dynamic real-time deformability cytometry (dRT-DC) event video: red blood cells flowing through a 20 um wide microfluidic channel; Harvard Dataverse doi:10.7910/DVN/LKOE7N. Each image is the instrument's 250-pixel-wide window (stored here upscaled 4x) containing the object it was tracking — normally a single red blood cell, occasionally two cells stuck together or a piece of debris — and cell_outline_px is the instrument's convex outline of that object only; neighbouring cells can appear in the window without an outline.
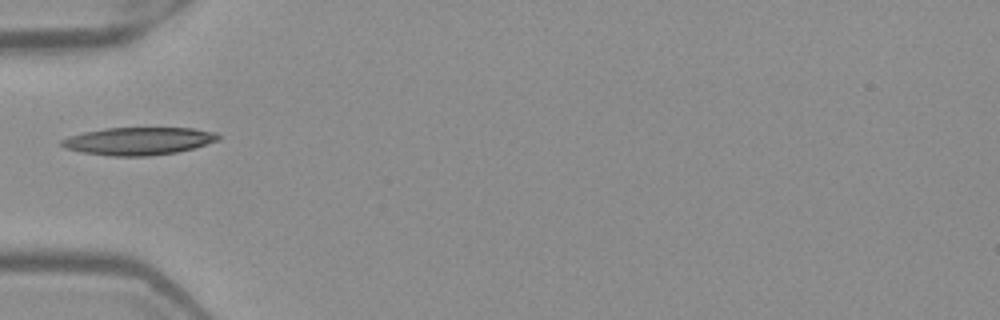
{"species": "Egyptian fruit bat (a non-hibernating species)", "species_latin": "Rousettus aegyptiacus", "temperature_condition": "warm", "stored_images_in_passage": 30, "camera_frame_rate_fps": 3000, "um_per_image_px": 0.085, "frame": {"image": 1, "passage_image": 1, "time_ms": 0.0, "image_size_px": [1000, 320], "cell_outline_px": [[220, 140], [192, 148], [176, 152], [148, 156], [112, 156], [80, 152], [64, 148], [60, 144], [60, 140], [68, 136], [84, 132], [104, 128], [192, 128], [216, 132], [220, 136]], "centroid_in_image_um": [11.74, 11.99], "position_along_channel_um": 73.3, "area_um2": 25.32}}
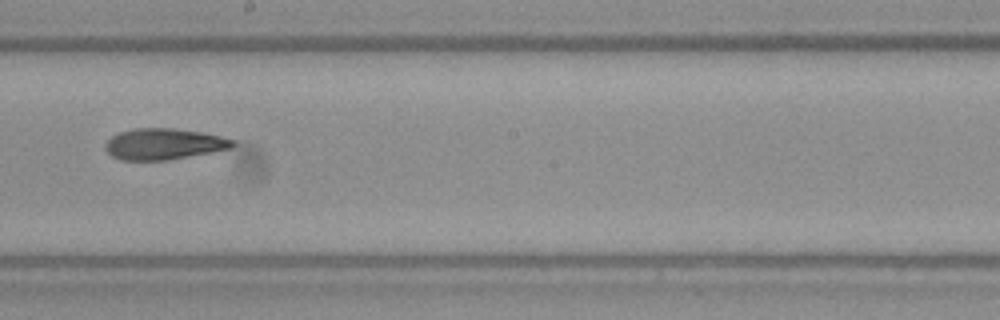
{"frame": {"image": 2, "passage_image": 13, "time_ms": 4.0, "image_size_px": [1000, 320], "cell_outline_px": [[236, 144], [232, 148], [212, 152], [168, 160], [120, 160], [112, 156], [104, 148], [104, 144], [112, 136], [120, 132], [132, 128], [172, 128], [200, 132], [220, 136], [236, 140]], "centroid_in_image_um": [13.93, 12.24], "position_along_channel_um": 234.3, "area_um2": 23.18}}
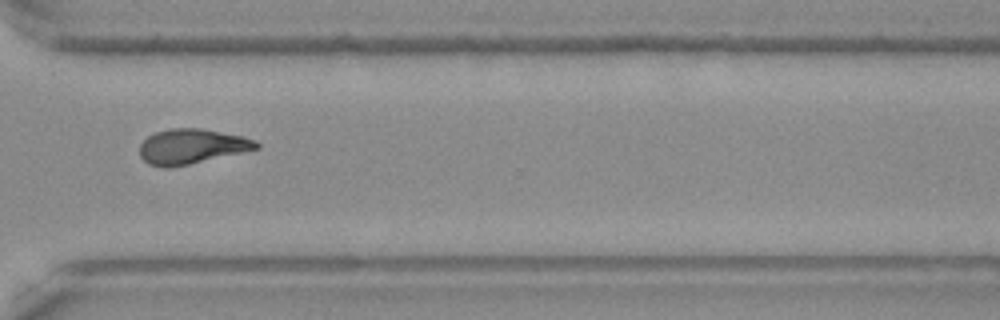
{"frame": {"image": 3, "passage_image": 22, "time_ms": 7.0, "image_size_px": [1000, 320], "cell_outline_px": [[260, 148], [188, 164], [168, 168], [164, 168], [148, 164], [140, 156], [140, 144], [148, 136], [156, 132], [168, 128], [200, 128], [244, 136], [256, 140], [260, 144]], "centroid_in_image_um": [16.29, 12.44], "position_along_channel_um": 354.3, "area_um2": 23.7}, "authors_computed_cell_mechanics": {"area_um2": 23.409, "velocity_mm_per_s": 4.0071, "shape_relaxation_time_tau1_ms": 9.7358, "shape_relaxation_time_tau2_ms": 7.0449, "deformation_change_tau1": 0.255, "deformation_change_tau2": 0.1851}}